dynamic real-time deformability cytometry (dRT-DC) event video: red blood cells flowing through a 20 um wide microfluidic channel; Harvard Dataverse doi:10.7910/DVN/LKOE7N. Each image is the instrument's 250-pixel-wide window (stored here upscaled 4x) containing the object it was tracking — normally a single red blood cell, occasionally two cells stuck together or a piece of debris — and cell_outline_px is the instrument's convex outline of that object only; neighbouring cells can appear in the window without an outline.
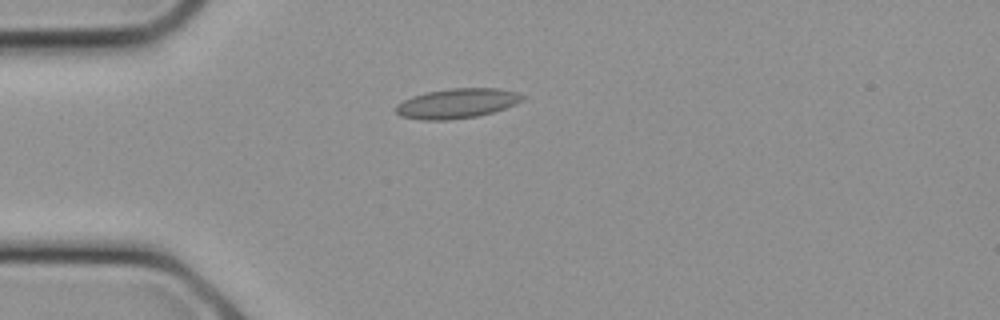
{"species": "common noctule bat (a hibernating species)", "species_latin": "Nyctalus noctula", "temperature_condition": "cold", "stored_images_in_passage": 3, "camera_frame_rate_fps": 3000, "um_per_image_px": 0.085, "animal": {"sex": "female", "body_mass_g": 21.9}, "frame": {"image": 1, "passage_image": 2, "time_ms": 0.333, "image_size_px": [1000, 320], "cell_outline_px": [[528, 96], [524, 100], [516, 104], [492, 112], [476, 116], [448, 120], [420, 120], [400, 116], [396, 112], [396, 104], [412, 96], [428, 92], [452, 88], [500, 88], [516, 92]], "centroid_in_image_um": [38.87, 8.78], "position_along_channel_um": 46.1, "area_um2": 22.02}}